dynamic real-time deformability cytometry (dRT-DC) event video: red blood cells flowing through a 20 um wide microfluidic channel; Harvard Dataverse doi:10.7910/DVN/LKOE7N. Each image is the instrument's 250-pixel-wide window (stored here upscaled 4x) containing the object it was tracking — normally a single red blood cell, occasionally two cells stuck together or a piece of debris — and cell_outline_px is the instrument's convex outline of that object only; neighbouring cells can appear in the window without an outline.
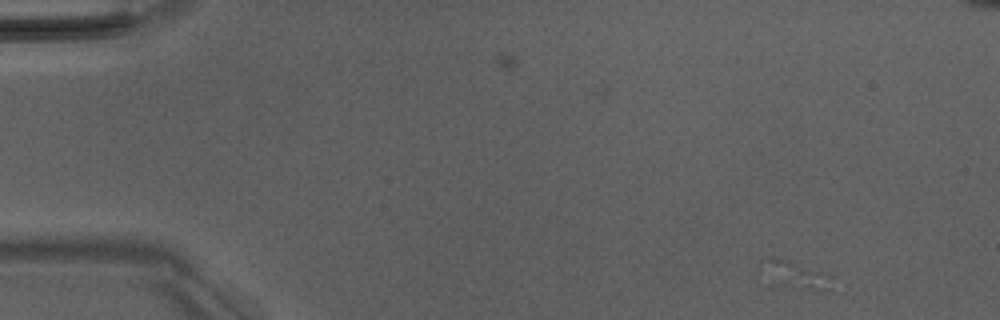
{"species": "Egyptian fruit bat (a non-hibernating species)", "species_latin": "Rousettus aegyptiacus", "temperature_condition": "room temperature", "stored_images_in_passage": 2, "camera_frame_rate_fps": 3000, "um_per_image_px": 0.085, "animal": {"sex": "male"}, "frame": {"image": 1, "passage_image": 1, "time_ms": 0.0, "image_size_px": [1000, 320], "cell_outline_px": [[828, 276], [824, 288], [816, 288], [768, 284], [756, 268], [756, 264], [760, 260], [788, 260], [824, 272]], "centroid_in_image_um": [67.23, 23.3], "position_along_channel_um": 17.8, "area_um2": 10.64}}